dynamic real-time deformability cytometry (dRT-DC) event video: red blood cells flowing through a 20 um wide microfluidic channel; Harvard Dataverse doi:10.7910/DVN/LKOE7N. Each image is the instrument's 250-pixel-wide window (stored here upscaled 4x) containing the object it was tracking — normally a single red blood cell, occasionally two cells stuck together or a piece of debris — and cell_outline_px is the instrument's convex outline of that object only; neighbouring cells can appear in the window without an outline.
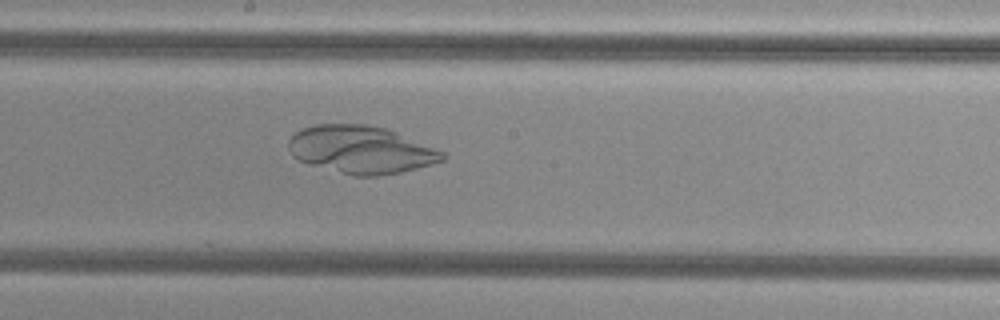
{"species": "common noctule bat (a hibernating species)", "species_latin": "Nyctalus noctula", "temperature_condition": "cold", "stored_images_in_passage": 52, "camera_frame_rate_fps": 3000, "um_per_image_px": 0.085, "animal": {"sex": "female", "body_mass_g": 29.2, "forearm_length_mm": 56.3}, "frame": {"image": 1, "passage_image": 28, "time_ms": 9.0, "image_size_px": [1000, 320], "cell_outline_px": [[444, 160], [432, 164], [400, 172], [376, 176], [356, 176], [308, 164], [292, 156], [288, 148], [288, 140], [300, 128], [316, 124], [364, 124], [388, 128], [444, 152]], "centroid_in_image_um": [30.66, 12.71], "position_along_channel_um": 217.5, "area_um2": 42.66}}
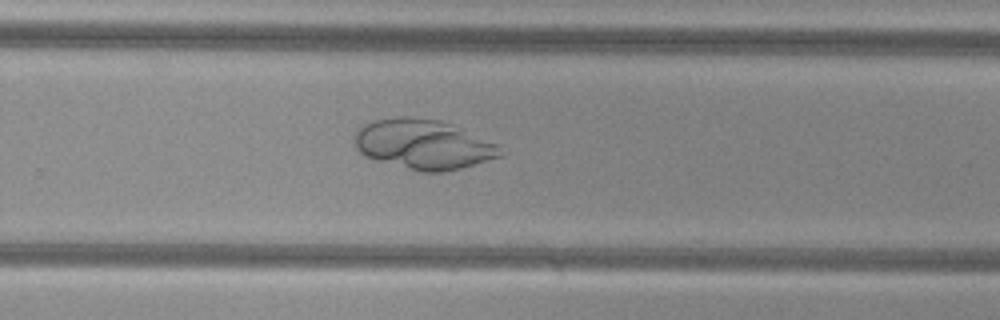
{"frame": {"image": 2, "passage_image": 34, "time_ms": 11.0, "image_size_px": [1000, 320], "cell_outline_px": [[508, 152], [500, 156], [460, 168], [444, 172], [420, 172], [376, 160], [364, 156], [356, 148], [352, 140], [352, 136], [364, 124], [372, 120], [400, 116], [404, 116], [440, 120], [452, 124], [500, 144]], "centroid_in_image_um": [36.0, 12.26], "position_along_channel_um": 293.8, "area_um2": 42.77}}
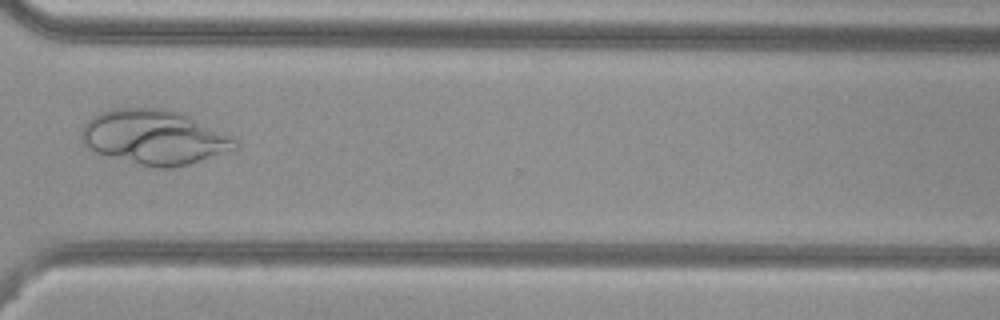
{"frame": {"image": 3, "passage_image": 39, "time_ms": 12.667, "image_size_px": [1000, 320], "cell_outline_px": [[240, 144], [236, 148], [188, 164], [168, 168], [156, 168], [136, 164], [96, 152], [88, 148], [80, 140], [80, 132], [84, 124], [92, 116], [100, 112], [112, 108], [160, 108], [180, 112], [232, 136]], "centroid_in_image_um": [13.06, 11.66], "position_along_channel_um": 357.5, "area_um2": 48.73}}